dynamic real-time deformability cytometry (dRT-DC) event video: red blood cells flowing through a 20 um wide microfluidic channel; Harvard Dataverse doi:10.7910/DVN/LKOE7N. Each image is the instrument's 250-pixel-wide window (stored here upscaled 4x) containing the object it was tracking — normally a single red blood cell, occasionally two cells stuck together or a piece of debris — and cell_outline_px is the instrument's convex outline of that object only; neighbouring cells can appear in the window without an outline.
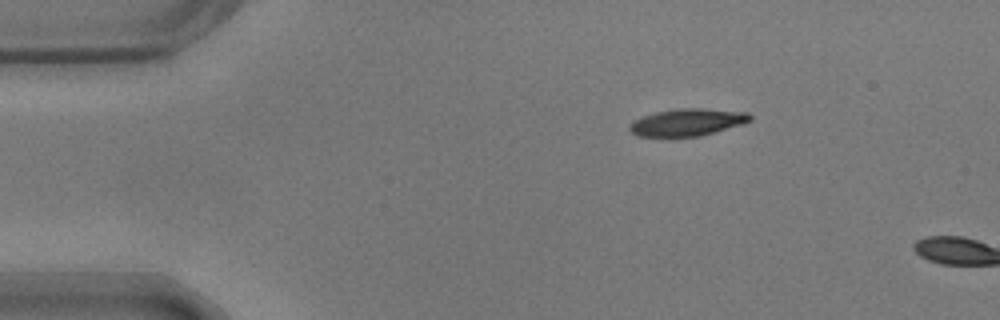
{"species": "common noctule bat (a hibernating species)", "species_latin": "Nyctalus noctula", "temperature_condition": "warm", "stored_images_in_passage": 3, "camera_frame_rate_fps": 3000, "um_per_image_px": 0.085, "animal": {"sex": "male", "body_mass_g": 17.9}, "frame": {"image": 1, "passage_image": 1, "time_ms": 0.0, "image_size_px": [1000, 320], "cell_outline_px": [[752, 120], [740, 124], [700, 136], [636, 136], [628, 128], [628, 124], [644, 116], [656, 112], [676, 108], [700, 108], [748, 112], [752, 116]], "centroid_in_image_um": [58.41, 10.38], "position_along_channel_um": 26.6, "area_um2": 18.84}}